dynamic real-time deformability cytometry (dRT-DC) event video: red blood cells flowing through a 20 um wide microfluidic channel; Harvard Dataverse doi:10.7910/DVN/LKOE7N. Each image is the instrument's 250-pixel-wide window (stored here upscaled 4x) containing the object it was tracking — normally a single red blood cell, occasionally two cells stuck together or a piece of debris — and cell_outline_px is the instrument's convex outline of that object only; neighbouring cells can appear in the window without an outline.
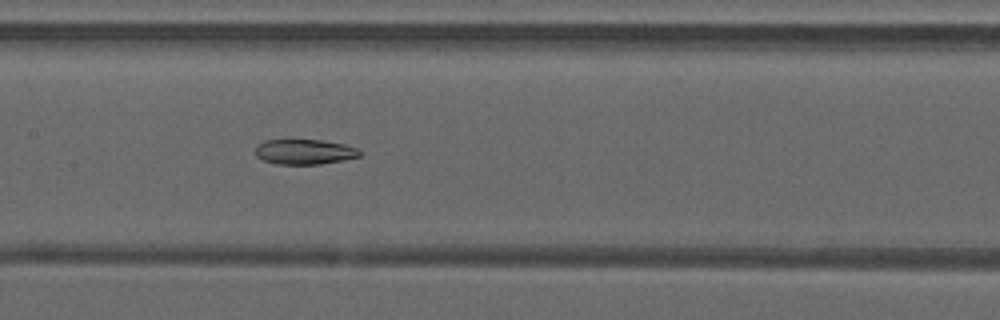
{"species": "common noctule bat (a hibernating species)", "species_latin": "Nyctalus noctula", "temperature_condition": "warm", "stored_images_in_passage": 48, "camera_frame_rate_fps": 3000, "um_per_image_px": 0.085, "animal": {"sex": "male", "forearm_length_mm": 52.5}, "frame": {"image": 1, "passage_image": 24, "time_ms": 7.667, "image_size_px": [1000, 320], "cell_outline_px": [[360, 156], [344, 160], [320, 164], [276, 164], [264, 160], [256, 156], [256, 144], [264, 140], [320, 140], [344, 144], [360, 148]], "centroid_in_image_um": [25.89, 12.9], "position_along_channel_um": 181.5, "area_um2": 15.32}}
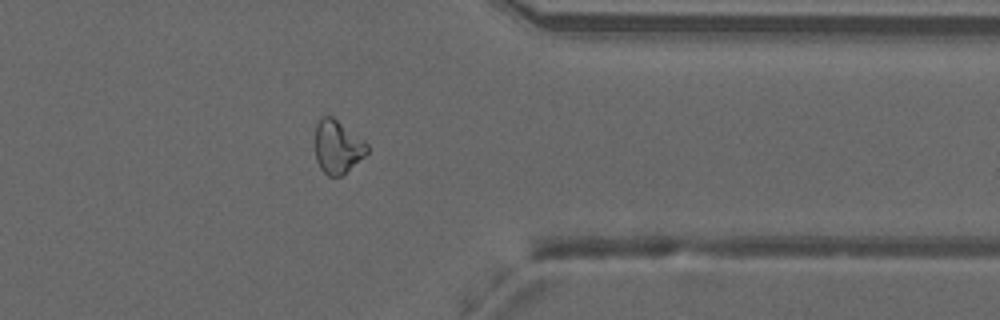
{"frame": {"image": 2, "passage_image": 39, "time_ms": 12.667, "image_size_px": [1000, 320], "cell_outline_px": [[368, 152], [364, 156], [340, 176], [328, 176], [320, 168], [316, 160], [316, 124], [324, 116], [332, 116], [364, 140], [368, 144]], "centroid_in_image_um": [28.69, 12.48], "position_along_channel_um": 382.7, "area_um2": 15.84}}
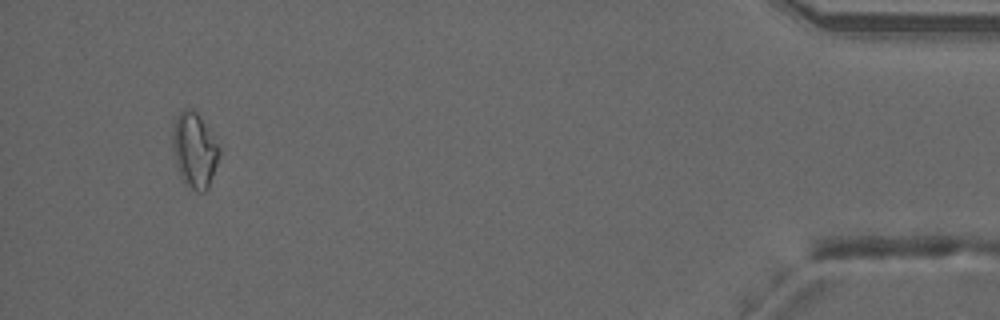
{"frame": {"image": 3, "passage_image": 46, "time_ms": 15.0, "image_size_px": [1000, 320], "cell_outline_px": [[220, 156], [208, 188], [204, 192], [196, 192], [184, 184], [180, 176], [176, 164], [172, 148], [172, 124], [176, 116], [184, 108], [188, 108], [196, 112], [220, 148]], "centroid_in_image_um": [16.5, 12.79], "position_along_channel_um": 418.7, "area_um2": 20.46}, "authors_computed_cell_mechanics": {"area_um2": 18.1781, "velocity_mm_per_s": 4.2128, "shape_relaxation_time_tau1_ms": null, "shape_relaxation_time_tau2_ms": 8.2574, "deformation_change_tau1": null, "deformation_change_tau2": 0.1586}}